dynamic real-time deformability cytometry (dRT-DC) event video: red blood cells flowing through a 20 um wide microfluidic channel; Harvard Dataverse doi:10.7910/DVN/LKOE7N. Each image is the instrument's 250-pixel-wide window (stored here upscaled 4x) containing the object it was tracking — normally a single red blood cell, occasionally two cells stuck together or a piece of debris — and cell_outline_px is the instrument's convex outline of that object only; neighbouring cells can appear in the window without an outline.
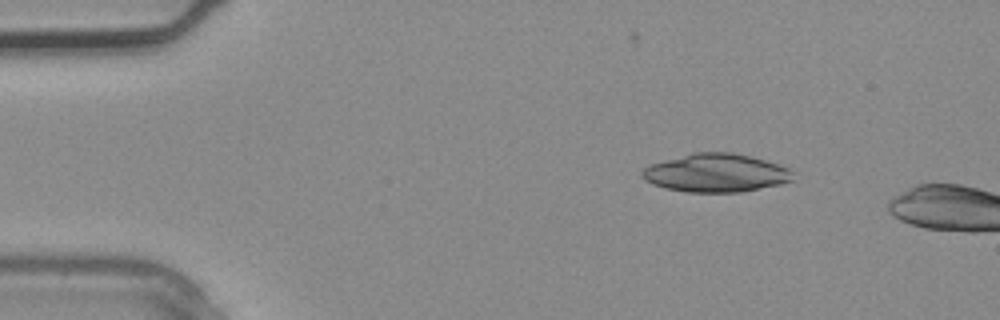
{"species": "common noctule bat (a hibernating species)", "species_latin": "Nyctalus noctula", "temperature_condition": "warm", "stored_images_in_passage": 3, "camera_frame_rate_fps": 3000, "um_per_image_px": 0.085, "animal": {"sex": "male", "body_mass_g": 20.4}, "frame": {"image": 1, "passage_image": 2, "time_ms": 0.333, "image_size_px": [1000, 320], "cell_outline_px": [[792, 180], [780, 184], [740, 192], [688, 192], [664, 188], [652, 184], [644, 180], [640, 176], [640, 172], [644, 168], [652, 164], [664, 160], [692, 152], [728, 152], [748, 156], [764, 160], [788, 168], [792, 172]], "centroid_in_image_um": [60.79, 14.7], "position_along_channel_um": 24.2, "area_um2": 33.47}}